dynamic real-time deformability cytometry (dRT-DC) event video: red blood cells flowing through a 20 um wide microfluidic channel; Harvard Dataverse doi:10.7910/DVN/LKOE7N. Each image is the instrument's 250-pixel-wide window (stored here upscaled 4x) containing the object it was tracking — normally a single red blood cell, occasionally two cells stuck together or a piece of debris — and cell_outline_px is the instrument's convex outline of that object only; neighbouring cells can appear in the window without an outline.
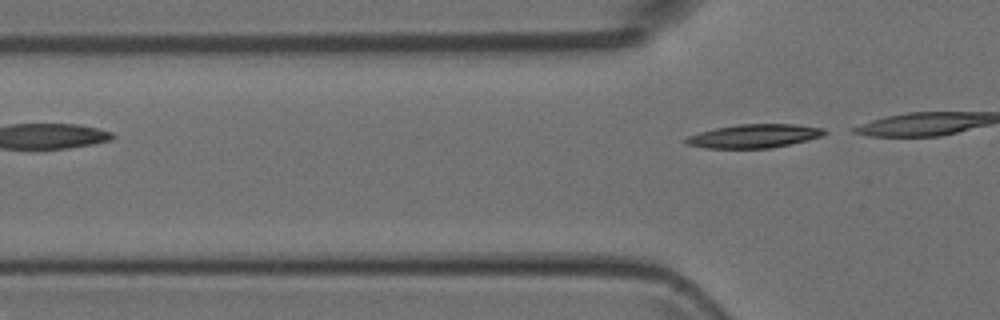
{"species": "Egyptian fruit bat (a non-hibernating species)", "species_latin": "Rousettus aegyptiacus", "temperature_condition": "room temperature", "stored_images_in_passage": 3, "camera_frame_rate_fps": 3000, "um_per_image_px": 0.085, "animal": {"sex": "female"}, "frame": {"image": 1, "passage_image": 3, "time_ms": 2.333, "image_size_px": [1000, 320], "cell_outline_px": [[828, 132], [824, 136], [808, 140], [772, 148], [704, 148], [684, 144], [684, 140], [688, 136], [700, 132], [716, 128], [736, 124], [796, 124], [824, 128]], "centroid_in_image_um": [64.12, 11.56], "position_along_channel_um": 61.7, "area_um2": 19.25}}